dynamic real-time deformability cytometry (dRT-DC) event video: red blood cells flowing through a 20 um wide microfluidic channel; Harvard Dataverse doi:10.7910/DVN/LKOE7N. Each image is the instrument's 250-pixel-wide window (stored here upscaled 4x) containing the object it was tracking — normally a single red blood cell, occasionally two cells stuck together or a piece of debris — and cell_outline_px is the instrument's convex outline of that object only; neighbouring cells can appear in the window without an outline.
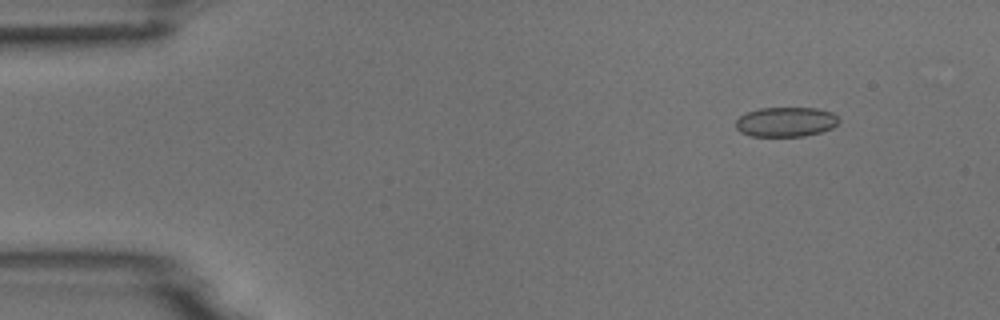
{"species": "common noctule bat (a hibernating species)", "species_latin": "Nyctalus noctula", "temperature_condition": "room temperature", "stored_images_in_passage": 4, "camera_frame_rate_fps": 3000, "um_per_image_px": 0.085, "animal": {"sex": "male", "body_mass_g": 18.8}, "frame": {"image": 1, "passage_image": 2, "time_ms": 1.333, "image_size_px": [1000, 320], "cell_outline_px": [[840, 120], [832, 128], [820, 132], [804, 136], [752, 136], [740, 132], [736, 128], [736, 120], [740, 116], [748, 112], [760, 108], [816, 108], [832, 112]], "centroid_in_image_um": [66.79, 10.36], "position_along_channel_um": 18.2, "area_um2": 17.74}}
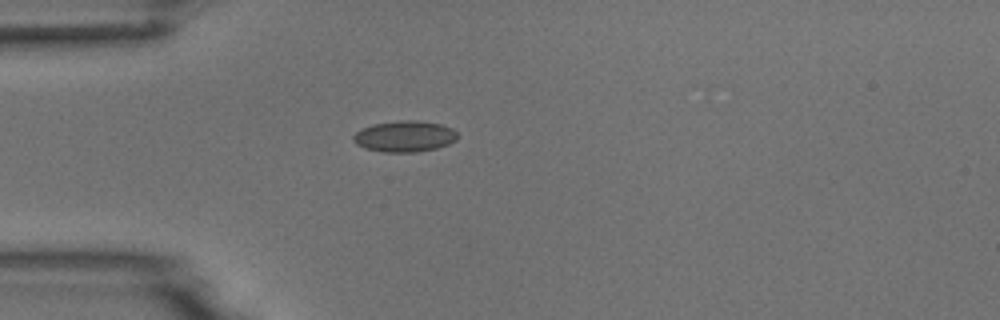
{"frame": {"image": 2, "passage_image": 4, "time_ms": 4.333, "image_size_px": [1000, 320], "cell_outline_px": [[460, 136], [456, 140], [448, 144], [436, 148], [416, 152], [384, 152], [364, 148], [356, 144], [352, 140], [352, 136], [360, 128], [372, 124], [400, 120], [416, 120], [440, 124], [452, 128]], "centroid_in_image_um": [34.37, 11.58], "position_along_channel_um": 50.6, "area_um2": 19.07}}